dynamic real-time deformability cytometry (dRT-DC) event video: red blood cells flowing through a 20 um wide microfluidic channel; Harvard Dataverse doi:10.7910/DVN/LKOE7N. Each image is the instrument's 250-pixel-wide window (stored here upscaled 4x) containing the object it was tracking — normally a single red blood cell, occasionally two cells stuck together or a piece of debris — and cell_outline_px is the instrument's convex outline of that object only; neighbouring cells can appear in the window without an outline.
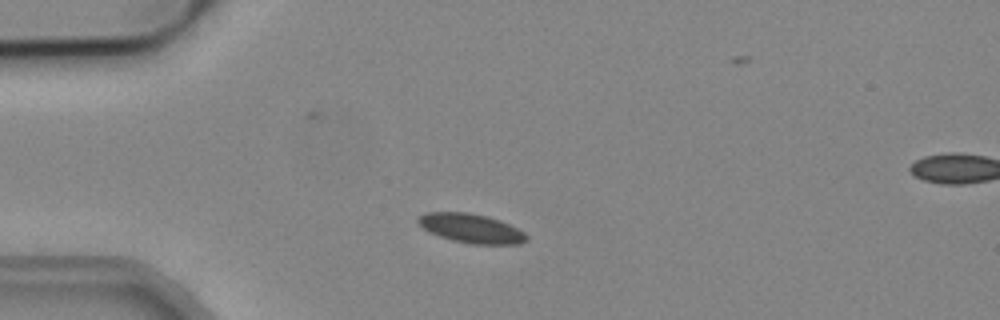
{"species": "common noctule bat (a hibernating species)", "species_latin": "Nyctalus noctula", "temperature_condition": "cold", "stored_images_in_passage": 39, "camera_frame_rate_fps": 3000, "um_per_image_px": 0.085, "animal": {"sex": "male", "body_mass_g": 19.2, "forearm_length_mm": 51.8}, "frame": {"image": 1, "passage_image": 7, "time_ms": 2.0, "image_size_px": [1000, 320], "cell_outline_px": [[528, 240], [520, 244], [472, 244], [452, 240], [428, 232], [416, 220], [424, 212], [468, 212], [488, 216], [500, 220], [524, 232], [528, 236]], "centroid_in_image_um": [40.06, 19.41], "position_along_channel_um": 44.9, "area_um2": 18.44}}
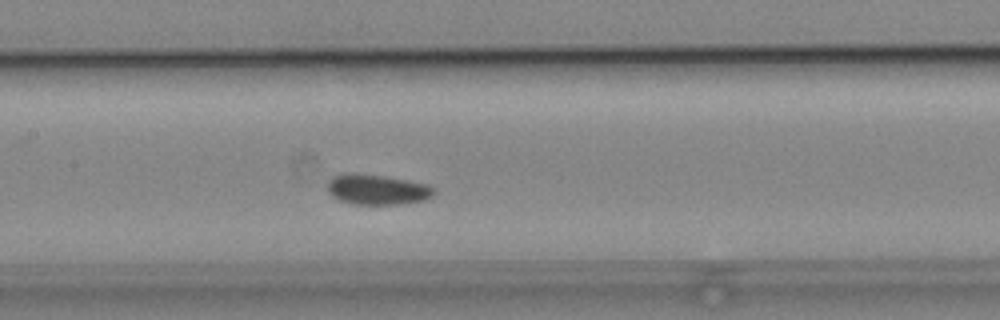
{"frame": {"image": 2, "passage_image": 19, "time_ms": 6.0, "image_size_px": [1000, 320], "cell_outline_px": [[436, 192], [432, 196], [424, 200], [396, 204], [352, 204], [340, 200], [332, 196], [328, 192], [328, 180], [332, 176], [384, 176], [424, 184], [436, 188]], "centroid_in_image_um": [32.1, 16.16], "position_along_channel_um": 175.3, "area_um2": 17.92}}
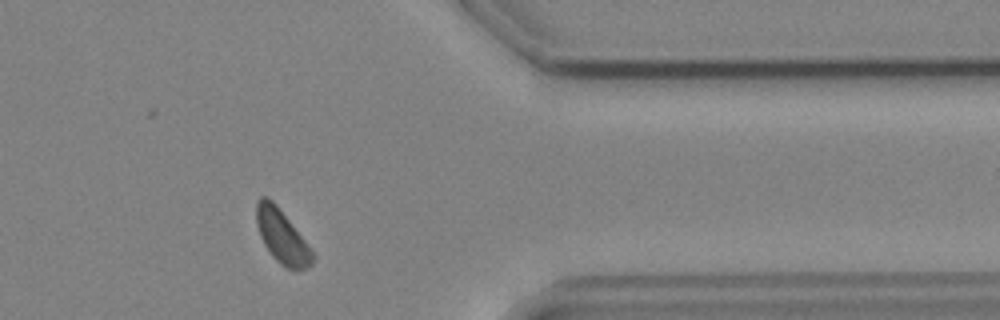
{"frame": {"image": 3, "passage_image": 37, "time_ms": 12.0, "image_size_px": [1000, 320], "cell_outline_px": [[316, 256], [312, 264], [308, 268], [284, 268], [272, 256], [264, 244], [260, 236], [256, 224], [256, 200], [260, 196], [264, 196], [272, 200], [276, 204], [312, 248]], "centroid_in_image_um": [23.97, 20.09], "position_along_channel_um": 387.4, "area_um2": 17.69}}